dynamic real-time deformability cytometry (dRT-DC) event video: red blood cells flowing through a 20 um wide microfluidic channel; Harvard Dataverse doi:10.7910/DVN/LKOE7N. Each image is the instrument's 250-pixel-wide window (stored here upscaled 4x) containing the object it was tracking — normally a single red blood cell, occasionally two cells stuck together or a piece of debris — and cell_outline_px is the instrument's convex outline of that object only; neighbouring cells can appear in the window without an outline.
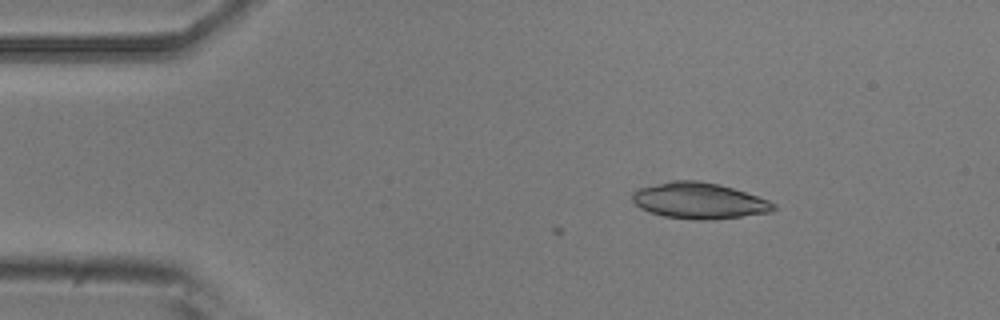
{"species": "common noctule bat (a hibernating species)", "species_latin": "Nyctalus noctula", "temperature_condition": "room temperature", "stored_images_in_passage": 3, "camera_frame_rate_fps": 3000, "um_per_image_px": 0.085, "animal": {"sex": "male", "body_mass_g": 20.5, "forearm_length_mm": 52.5}, "frame": {"image": 1, "passage_image": 3, "time_ms": 0.667, "image_size_px": [1000, 320], "cell_outline_px": [[776, 208], [772, 212], [712, 220], [696, 220], [664, 216], [640, 208], [632, 200], [632, 192], [640, 188], [672, 180], [696, 180], [720, 184], [768, 200], [776, 204]], "centroid_in_image_um": [59.43, 17.06], "position_along_channel_um": 25.6, "area_um2": 29.54}}